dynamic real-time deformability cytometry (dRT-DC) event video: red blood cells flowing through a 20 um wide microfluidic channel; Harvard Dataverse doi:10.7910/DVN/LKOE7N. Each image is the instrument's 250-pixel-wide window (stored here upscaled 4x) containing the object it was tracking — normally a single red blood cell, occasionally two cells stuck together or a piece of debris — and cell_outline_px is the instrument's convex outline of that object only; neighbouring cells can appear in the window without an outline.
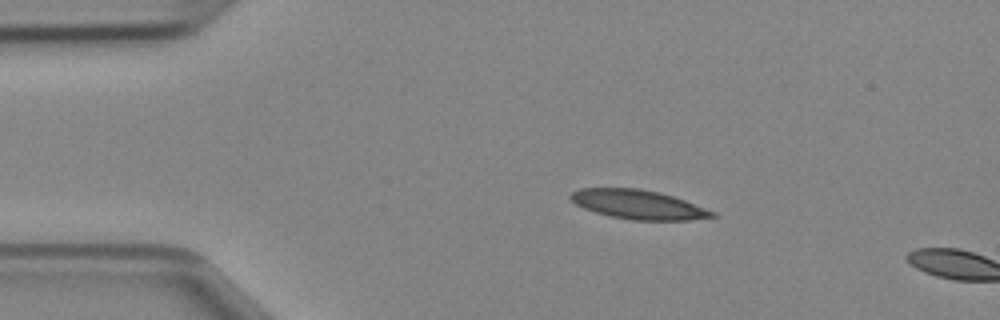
{"species": "Egyptian fruit bat (a non-hibernating species)", "species_latin": "Rousettus aegyptiacus", "temperature_condition": "cold", "stored_images_in_passage": 3, "camera_frame_rate_fps": 3000, "um_per_image_px": 0.085, "animal": {"sex": "female"}, "frame": {"image": 1, "passage_image": 1, "time_ms": 0.0, "image_size_px": [1000, 320], "cell_outline_px": [[720, 216], [688, 220], [632, 220], [612, 216], [596, 212], [584, 208], [576, 204], [568, 196], [572, 192], [580, 188], [640, 188], [660, 192], [684, 200], [716, 212]], "centroid_in_image_um": [54.27, 17.38], "position_along_channel_um": 30.7, "area_um2": 23.99}}